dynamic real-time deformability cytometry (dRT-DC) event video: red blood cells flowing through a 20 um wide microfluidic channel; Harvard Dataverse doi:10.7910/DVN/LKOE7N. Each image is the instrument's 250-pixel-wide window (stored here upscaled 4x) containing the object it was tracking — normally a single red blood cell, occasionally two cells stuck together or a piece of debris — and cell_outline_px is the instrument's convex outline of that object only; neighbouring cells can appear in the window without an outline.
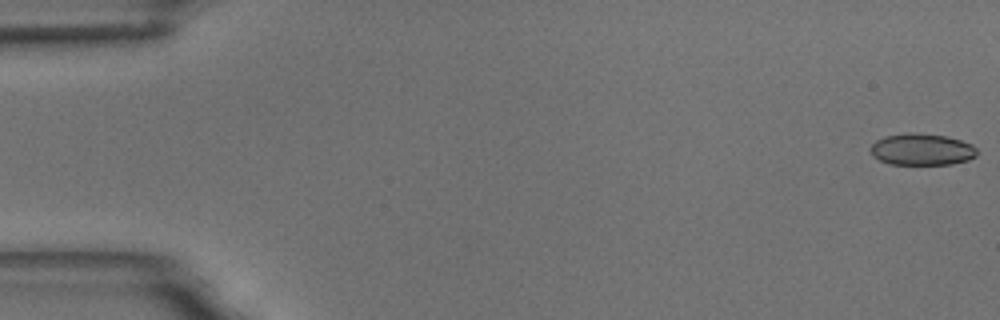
{"species": "common noctule bat (a hibernating species)", "species_latin": "Nyctalus noctula", "temperature_condition": "room temperature", "stored_images_in_passage": 58, "camera_frame_rate_fps": 3000, "um_per_image_px": 0.085, "animal": {"sex": "male", "body_mass_g": 18.8}, "frame": {"image": 1, "passage_image": 1, "time_ms": 0.0, "image_size_px": [1000, 320], "cell_outline_px": [[976, 156], [968, 160], [952, 164], [888, 164], [872, 156], [868, 148], [876, 140], [884, 136], [912, 132], [948, 136], [972, 144], [976, 148]], "centroid_in_image_um": [78.32, 12.7], "position_along_channel_um": 6.7, "area_um2": 19.83}}
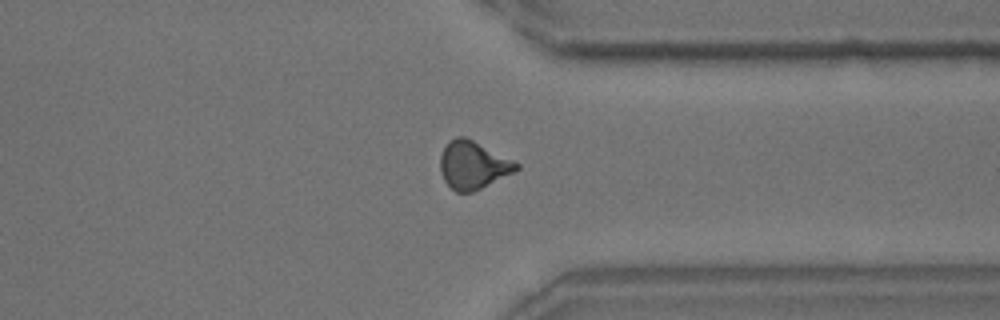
{"frame": {"image": 2, "passage_image": 45, "time_ms": 14.667, "image_size_px": [1000, 320], "cell_outline_px": [[520, 168], [472, 192], [456, 192], [444, 180], [440, 172], [440, 156], [448, 140], [456, 136], [464, 136], [520, 164]], "centroid_in_image_um": [40.16, 14.02], "position_along_channel_um": 371.2, "area_um2": 20.75}}
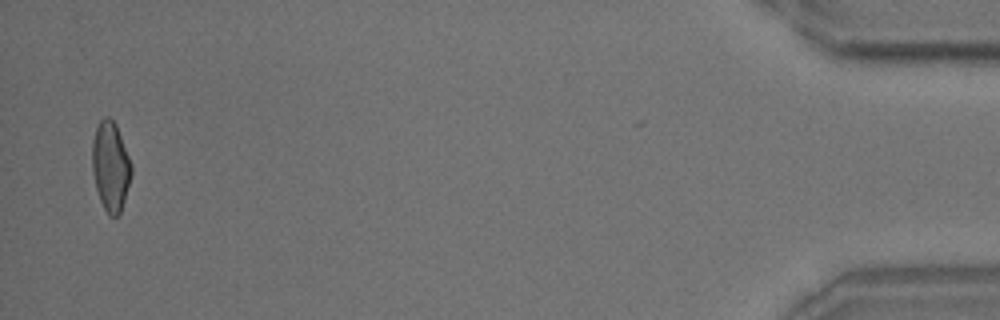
{"frame": {"image": 3, "passage_image": 57, "time_ms": 18.667, "image_size_px": [1000, 320], "cell_outline_px": [[132, 172], [124, 200], [120, 212], [116, 216], [108, 216], [100, 200], [96, 188], [92, 172], [92, 140], [96, 124], [104, 116], [108, 116], [116, 124], [132, 164]], "centroid_in_image_um": [9.38, 14.1], "position_along_channel_um": 425.8, "area_um2": 20.52}, "authors_computed_cell_mechanics": {"area_um2": 20.519, "velocity_mm_per_s": 3.5034, "shape_relaxation_time_tau1_ms": 4.7108, "shape_relaxation_time_tau2_ms": 1.484, "deformation_change_tau1": 0.1221, "deformation_change_tau2": 0.0621}}